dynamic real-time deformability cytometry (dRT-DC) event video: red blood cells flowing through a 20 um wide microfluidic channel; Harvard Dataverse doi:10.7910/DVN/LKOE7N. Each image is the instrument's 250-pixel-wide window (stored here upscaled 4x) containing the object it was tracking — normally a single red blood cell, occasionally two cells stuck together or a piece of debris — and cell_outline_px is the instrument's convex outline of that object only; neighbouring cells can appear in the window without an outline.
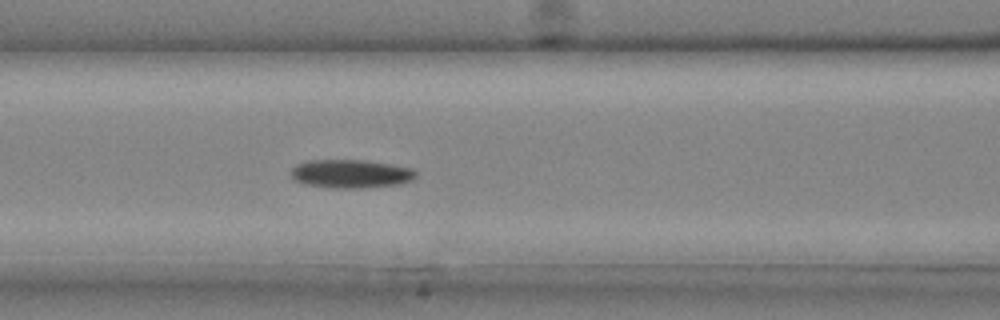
{"species": "common noctule bat (a hibernating species)", "species_latin": "Nyctalus noctula", "temperature_condition": "cold", "stored_images_in_passage": 23, "camera_frame_rate_fps": 3000, "um_per_image_px": 0.085, "animal": {"sex": "male", "body_mass_g": 20.4}, "frame": {"image": 1, "passage_image": 6, "time_ms": 1.667, "image_size_px": [1000, 320], "cell_outline_px": [[416, 176], [412, 180], [396, 184], [368, 188], [332, 188], [304, 184], [296, 180], [292, 176], [292, 168], [296, 164], [308, 160], [364, 160], [392, 164], [412, 168], [416, 172]], "centroid_in_image_um": [29.82, 14.77], "position_along_channel_um": 136.8, "area_um2": 20.75}}
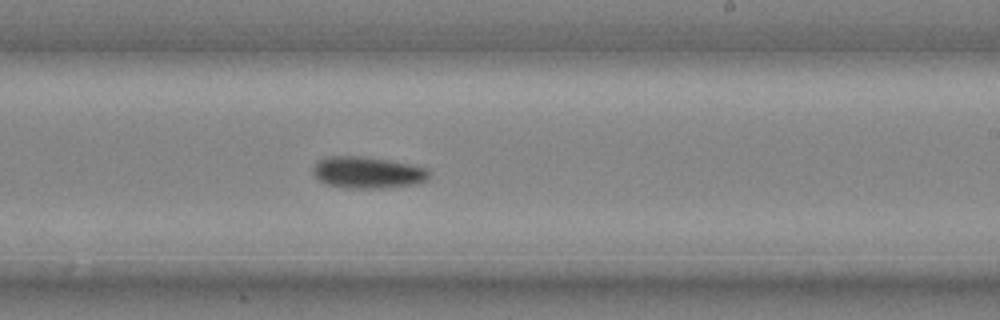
{"frame": {"image": 2, "passage_image": 12, "time_ms": 3.667, "image_size_px": [1000, 320], "cell_outline_px": [[432, 172], [428, 180], [416, 184], [388, 188], [344, 188], [324, 184], [316, 176], [312, 168], [324, 156], [364, 156], [388, 160], [428, 168]], "centroid_in_image_um": [31.28, 14.67], "position_along_channel_um": 257.7, "area_um2": 21.68}}
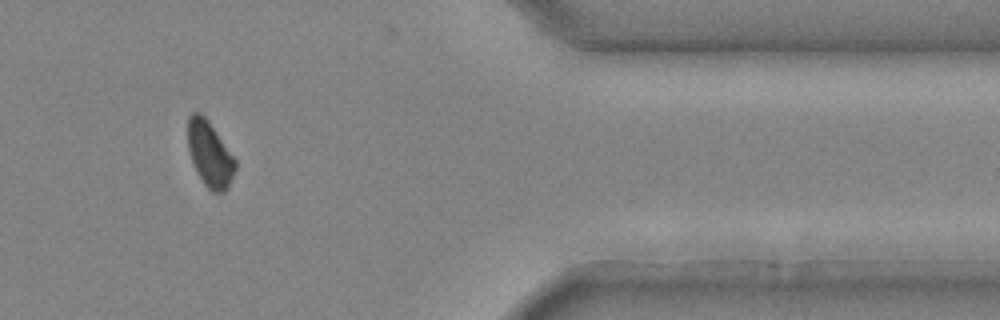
{"frame": {"image": 3, "passage_image": 20, "time_ms": 6.333, "image_size_px": [1000, 320], "cell_outline_px": [[236, 168], [228, 188], [224, 192], [212, 192], [204, 184], [192, 160], [188, 148], [188, 116], [192, 112], [200, 112], [208, 120], [236, 160]], "centroid_in_image_um": [17.84, 13.09], "position_along_channel_um": 393.6, "area_um2": 17.86}}